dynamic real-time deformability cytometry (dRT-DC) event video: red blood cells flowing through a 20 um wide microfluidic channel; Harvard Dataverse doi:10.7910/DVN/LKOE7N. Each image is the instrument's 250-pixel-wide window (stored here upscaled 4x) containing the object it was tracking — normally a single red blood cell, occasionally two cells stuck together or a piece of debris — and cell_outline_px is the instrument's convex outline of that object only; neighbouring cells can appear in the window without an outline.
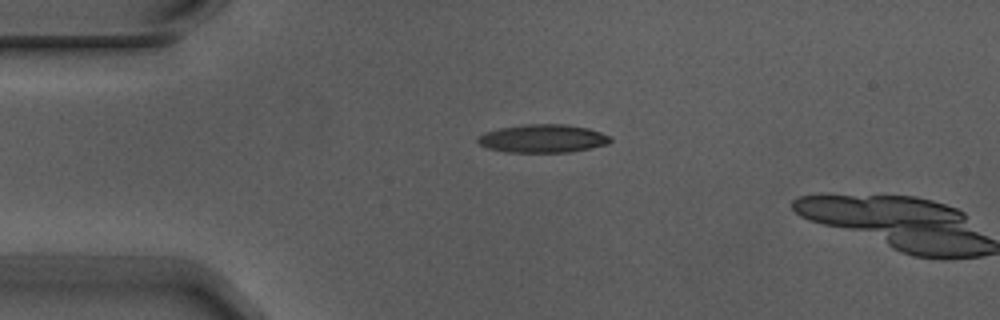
{"species": "Egyptian fruit bat (a non-hibernating species)", "species_latin": "Rousettus aegyptiacus", "temperature_condition": "warm", "stored_images_in_passage": 3, "camera_frame_rate_fps": 3000, "um_per_image_px": 0.085, "animal": {"sex": "male"}, "frame": {"image": 1, "passage_image": 2, "time_ms": 0.333, "image_size_px": [1000, 320], "cell_outline_px": [[612, 140], [608, 144], [568, 152], [504, 152], [488, 148], [480, 144], [476, 140], [484, 132], [500, 128], [524, 124], [564, 124], [588, 128], [612, 136]], "centroid_in_image_um": [46.14, 11.77], "position_along_channel_um": 38.9, "area_um2": 21.73}}